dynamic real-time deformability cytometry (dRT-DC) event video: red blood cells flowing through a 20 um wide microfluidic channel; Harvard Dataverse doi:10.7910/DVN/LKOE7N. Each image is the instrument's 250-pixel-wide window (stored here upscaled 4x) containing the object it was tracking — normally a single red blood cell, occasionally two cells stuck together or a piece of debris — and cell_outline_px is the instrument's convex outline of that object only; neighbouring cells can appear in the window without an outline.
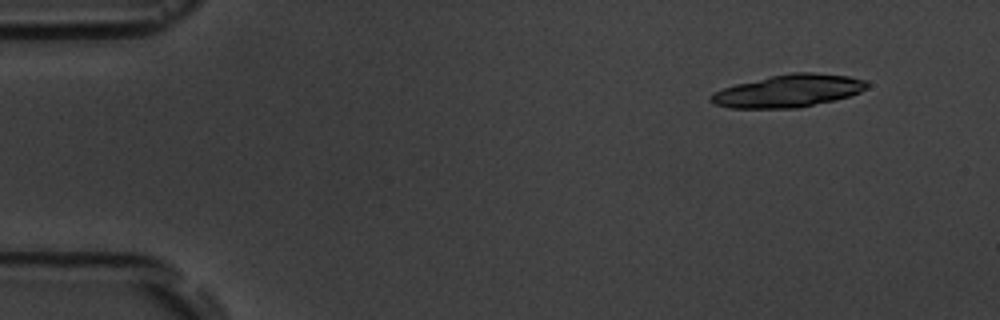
{"species": "common noctule bat (a hibernating species)", "species_latin": "Nyctalus noctula", "temperature_condition": "room temperature", "stored_images_in_passage": 5, "camera_frame_rate_fps": 3000, "um_per_image_px": 0.085, "animal": {"sex": "male", "body_mass_g": 19.5, "forearm_length_mm": 54.6}, "frame": {"image": 1, "passage_image": 2, "time_ms": 1.0, "image_size_px": [1000, 320], "cell_outline_px": [[868, 88], [860, 92], [848, 96], [832, 100], [796, 108], [728, 108], [716, 104], [708, 100], [708, 96], [712, 92], [736, 84], [772, 76], [792, 72], [812, 72], [848, 76], [864, 80], [868, 84]], "centroid_in_image_um": [66.98, 7.73], "position_along_channel_um": 18.0, "area_um2": 29.36}}